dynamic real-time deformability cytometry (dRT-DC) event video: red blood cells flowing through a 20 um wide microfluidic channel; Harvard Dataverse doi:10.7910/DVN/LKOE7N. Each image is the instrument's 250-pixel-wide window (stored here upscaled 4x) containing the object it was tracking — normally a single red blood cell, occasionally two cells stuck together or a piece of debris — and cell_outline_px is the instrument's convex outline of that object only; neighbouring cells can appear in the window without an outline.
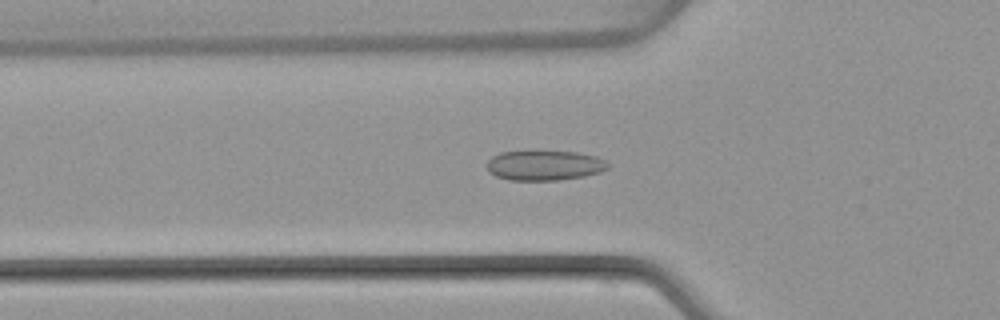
{"species": "common noctule bat (a hibernating species)", "species_latin": "Nyctalus noctula", "temperature_condition": "warm", "stored_images_in_passage": 50, "camera_frame_rate_fps": 3000, "um_per_image_px": 0.085, "animal": {"sex": "female", "body_mass_g": 22.7, "forearm_length_mm": 54.2}, "frame": {"image": 1, "passage_image": 17, "time_ms": 5.333, "image_size_px": [1000, 320], "cell_outline_px": [[612, 164], [608, 168], [600, 172], [584, 176], [556, 180], [508, 180], [496, 176], [488, 172], [488, 160], [492, 156], [500, 152], [576, 152], [596, 156]], "centroid_in_image_um": [46.3, 14.07], "position_along_channel_um": 79.5, "area_um2": 20.98}}
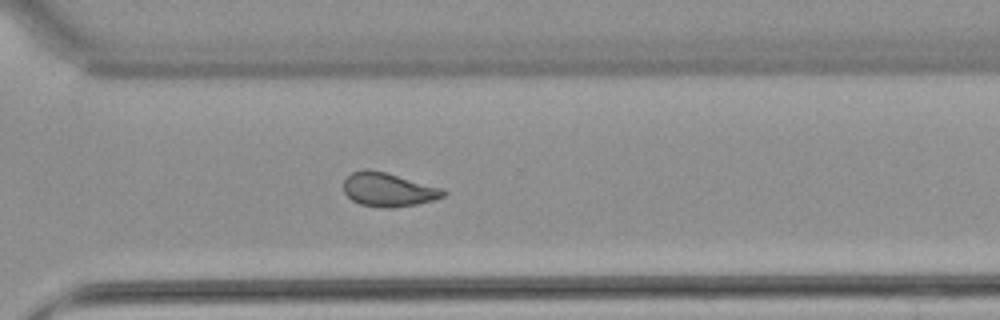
{"frame": {"image": 2, "passage_image": 36, "time_ms": 11.667, "image_size_px": [1000, 320], "cell_outline_px": [[448, 192], [444, 196], [432, 200], [416, 204], [392, 208], [384, 208], [360, 204], [352, 200], [344, 192], [344, 180], [352, 172], [364, 168], [368, 168], [384, 172], [444, 188]], "centroid_in_image_um": [33.01, 16.11], "position_along_channel_um": 337.6, "area_um2": 19.65}}
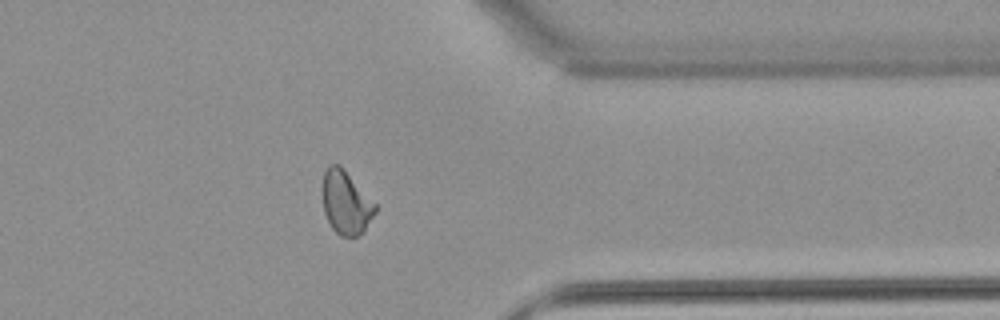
{"frame": {"image": 3, "passage_image": 40, "time_ms": 13.0, "image_size_px": [1000, 320], "cell_outline_px": [[376, 212], [364, 232], [356, 236], [340, 236], [332, 228], [324, 212], [320, 188], [324, 172], [328, 164], [340, 164], [344, 168], [376, 204]], "centroid_in_image_um": [29.37, 17.19], "position_along_channel_um": 382.0, "area_um2": 19.88}, "authors_computed_cell_mechanics": {"area_um2": 20.3745, "velocity_mm_per_s": 4.0669, "shape_relaxation_time_tau1_ms": 8.7187, "shape_relaxation_time_tau2_ms": 1.2998, "deformation_change_tau1": 0.1693, "deformation_change_tau2": 0.0567}}